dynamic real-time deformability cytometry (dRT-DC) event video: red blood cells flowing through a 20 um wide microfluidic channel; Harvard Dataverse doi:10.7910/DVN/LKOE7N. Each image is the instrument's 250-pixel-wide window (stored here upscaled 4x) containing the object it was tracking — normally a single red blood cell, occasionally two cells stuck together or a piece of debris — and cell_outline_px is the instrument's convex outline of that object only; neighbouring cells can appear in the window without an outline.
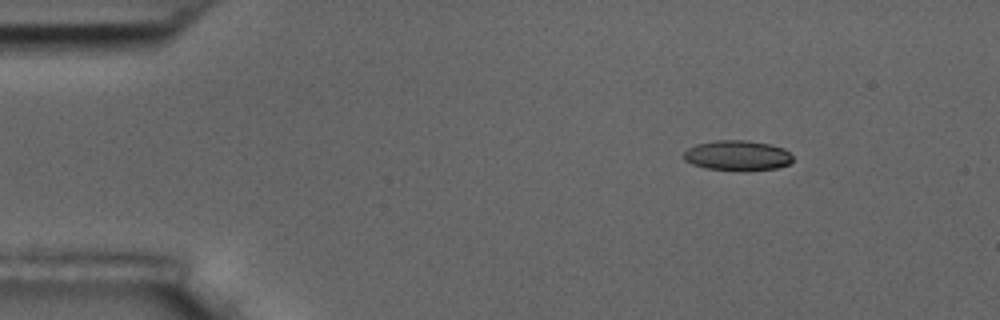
{"species": "common noctule bat (a hibernating species)", "species_latin": "Nyctalus noctula", "temperature_condition": "room temperature", "stored_images_in_passage": 6, "camera_frame_rate_fps": 3000, "um_per_image_px": 0.085, "animal": {"sex": "male", "body_mass_g": 17.5, "forearm_length_mm": 52.3}, "frame": {"image": 1, "passage_image": 2, "time_ms": 1.0, "image_size_px": [1000, 320], "cell_outline_px": [[792, 160], [788, 164], [776, 168], [744, 172], [704, 168], [692, 164], [684, 160], [680, 156], [688, 148], [696, 144], [716, 140], [748, 140], [768, 144], [784, 148], [792, 156]], "centroid_in_image_um": [62.63, 13.23], "position_along_channel_um": 22.4, "area_um2": 19.54}}
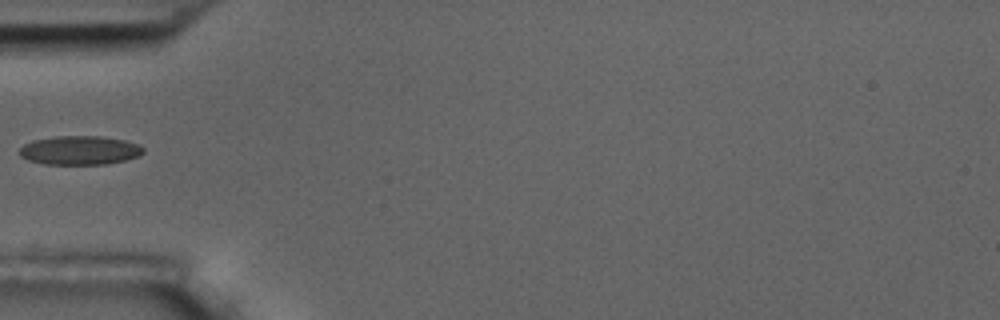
{"frame": {"image": 2, "passage_image": 5, "time_ms": 4.667, "image_size_px": [1000, 320], "cell_outline_px": [[144, 152], [140, 156], [124, 160], [104, 164], [44, 164], [28, 160], [20, 156], [20, 148], [24, 144], [32, 140], [56, 136], [100, 136], [124, 140], [140, 144], [144, 148]], "centroid_in_image_um": [6.79, 12.77], "position_along_channel_um": 78.2, "area_um2": 20.92}}